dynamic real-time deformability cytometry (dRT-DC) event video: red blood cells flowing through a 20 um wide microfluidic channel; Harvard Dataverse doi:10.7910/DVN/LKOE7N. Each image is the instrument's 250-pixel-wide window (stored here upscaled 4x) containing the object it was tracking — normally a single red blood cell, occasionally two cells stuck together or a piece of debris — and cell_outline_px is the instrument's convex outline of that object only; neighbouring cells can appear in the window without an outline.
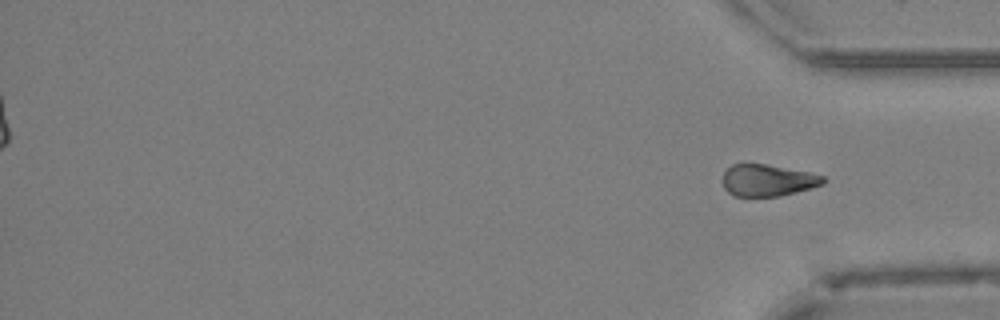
{"species": "Egyptian fruit bat (a non-hibernating species)", "species_latin": "Rousettus aegyptiacus", "temperature_condition": "cold", "stored_images_in_passage": 45, "segment_of_instrument_passage": [2, 2], "camera_frame_rate_fps": 3000, "um_per_image_px": 0.085, "animal": {"sex": "female"}, "frame": {"image": 1, "passage_image": 45, "time_ms": 14.667, "image_size_px": [1000, 320], "cell_outline_px": [[828, 180], [824, 184], [796, 192], [780, 196], [732, 196], [724, 188], [724, 172], [732, 164], [764, 164], [808, 172], [824, 176]], "centroid_in_image_um": [65.28, 15.33], "position_along_channel_um": 369.9, "area_um2": 18.5}}